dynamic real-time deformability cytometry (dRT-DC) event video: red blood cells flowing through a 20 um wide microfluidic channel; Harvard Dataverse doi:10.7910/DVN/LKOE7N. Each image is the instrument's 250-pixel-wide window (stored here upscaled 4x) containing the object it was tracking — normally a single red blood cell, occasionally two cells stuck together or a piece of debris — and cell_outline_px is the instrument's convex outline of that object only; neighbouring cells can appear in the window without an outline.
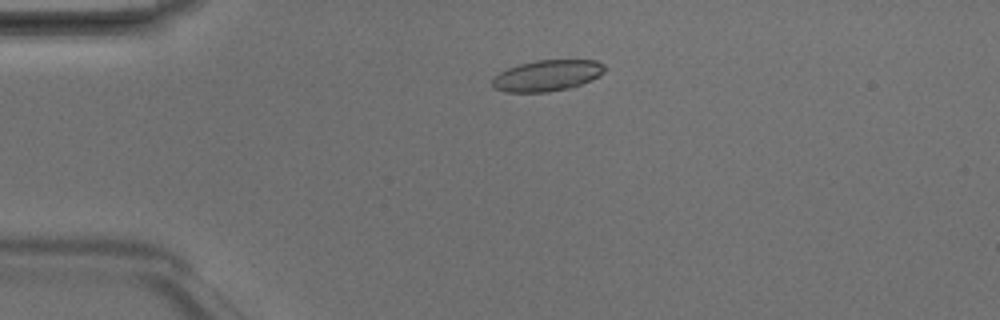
{"species": "Egyptian fruit bat (a non-hibernating species)", "species_latin": "Rousettus aegyptiacus", "temperature_condition": "room temperature", "stored_images_in_passage": 3, "camera_frame_rate_fps": 3000, "um_per_image_px": 0.085, "animal": {"sex": "male"}, "frame": {"image": 1, "passage_image": 2, "time_ms": 0.333, "image_size_px": [1000, 320], "cell_outline_px": [[608, 68], [600, 76], [592, 80], [572, 88], [548, 92], [504, 92], [492, 88], [492, 80], [500, 72], [508, 68], [520, 64], [536, 60], [596, 60], [604, 64]], "centroid_in_image_um": [46.55, 6.43], "position_along_channel_um": 38.4, "area_um2": 20.63}}